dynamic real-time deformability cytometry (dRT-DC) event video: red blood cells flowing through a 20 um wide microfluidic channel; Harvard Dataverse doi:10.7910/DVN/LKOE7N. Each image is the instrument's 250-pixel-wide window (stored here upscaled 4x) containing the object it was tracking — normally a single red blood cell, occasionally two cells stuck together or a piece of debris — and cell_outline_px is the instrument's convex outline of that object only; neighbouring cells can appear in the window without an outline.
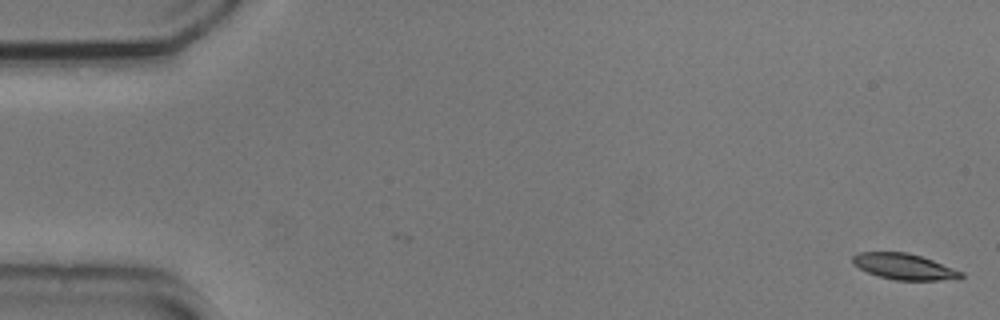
{"species": "common noctule bat (a hibernating species)", "species_latin": "Nyctalus noctula", "temperature_condition": "cold", "stored_images_in_passage": 5, "camera_frame_rate_fps": 3000, "um_per_image_px": 0.085, "animal": {"sex": "male", "body_mass_g": 20.5, "forearm_length_mm": 52.5}, "frame": {"image": 1, "passage_image": 5, "time_ms": 1.333, "image_size_px": [1000, 320], "cell_outline_px": [[964, 276], [940, 280], [896, 280], [880, 276], [868, 272], [852, 264], [852, 256], [860, 252], [908, 252], [932, 260], [964, 272]], "centroid_in_image_um": [76.82, 22.65], "position_along_channel_um": 8.2, "area_um2": 16.13}}